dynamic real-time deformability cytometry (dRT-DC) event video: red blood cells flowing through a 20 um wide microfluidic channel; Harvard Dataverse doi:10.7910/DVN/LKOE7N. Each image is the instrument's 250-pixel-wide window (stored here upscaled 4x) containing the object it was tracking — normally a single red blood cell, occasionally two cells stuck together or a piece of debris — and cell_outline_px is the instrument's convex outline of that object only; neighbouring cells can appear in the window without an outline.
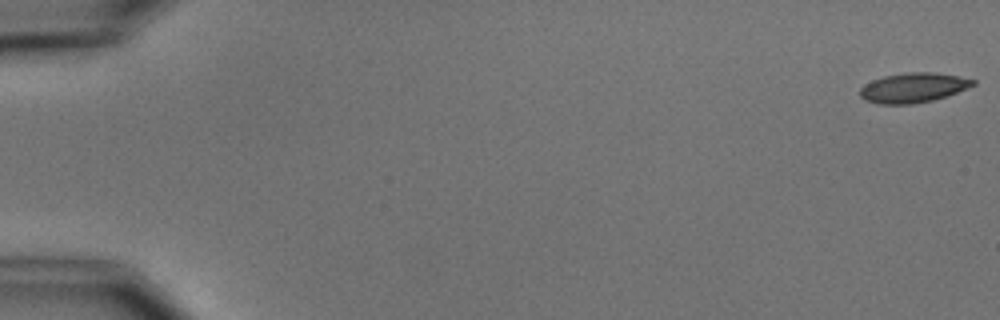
{"species": "common noctule bat (a hibernating species)", "species_latin": "Nyctalus noctula", "temperature_condition": "cold", "stored_images_in_passage": 5, "camera_frame_rate_fps": 3000, "um_per_image_px": 0.085, "animal": {"sex": "male", "body_mass_g": 15.6}, "frame": {"image": 1, "passage_image": 1, "time_ms": 0.0, "image_size_px": [1000, 320], "cell_outline_px": [[976, 84], [956, 92], [932, 100], [912, 104], [876, 104], [864, 100], [860, 96], [860, 88], [864, 84], [872, 80], [884, 76], [904, 72], [936, 72], [960, 76], [976, 80]], "centroid_in_image_um": [77.59, 7.44], "position_along_channel_um": 7.4, "area_um2": 19.65}}
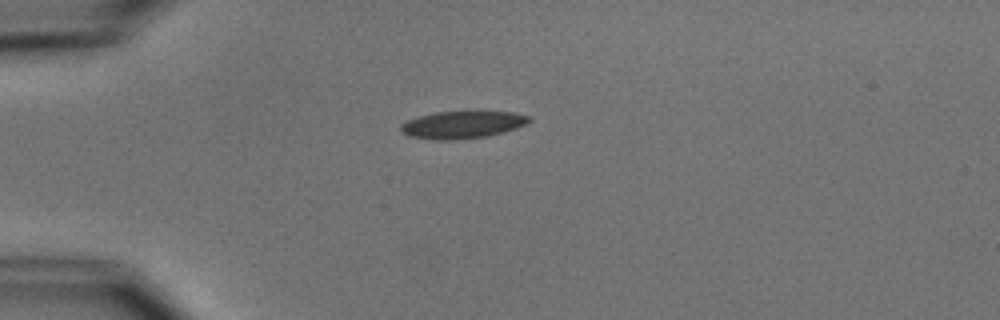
{"frame": {"image": 2, "passage_image": 5, "time_ms": 4.667, "image_size_px": [1000, 320], "cell_outline_px": [[532, 120], [516, 128], [504, 132], [488, 136], [452, 140], [436, 140], [408, 136], [400, 132], [400, 124], [408, 120], [432, 112], [468, 108], [480, 108], [512, 112], [532, 116]], "centroid_in_image_um": [39.34, 10.53], "position_along_channel_um": 45.7, "area_um2": 21.79}}